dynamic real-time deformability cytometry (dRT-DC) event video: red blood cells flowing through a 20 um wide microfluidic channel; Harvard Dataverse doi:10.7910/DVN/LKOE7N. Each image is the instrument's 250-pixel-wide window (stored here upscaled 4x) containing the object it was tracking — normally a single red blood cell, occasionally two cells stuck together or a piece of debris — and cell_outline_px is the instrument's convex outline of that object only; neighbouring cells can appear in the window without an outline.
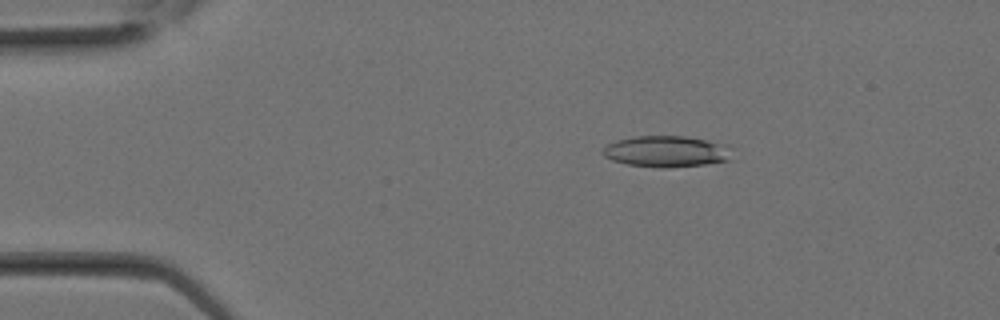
{"species": "Egyptian fruit bat (a non-hibernating species)", "species_latin": "Rousettus aegyptiacus", "temperature_condition": "room temperature", "stored_images_in_passage": 27, "camera_frame_rate_fps": 3000, "um_per_image_px": 0.085, "animal": {"sex": "female"}, "frame": {"image": 1, "passage_image": 5, "time_ms": 1.333, "image_size_px": [1000, 320], "cell_outline_px": [[732, 160], [704, 164], [668, 168], [660, 168], [628, 164], [612, 160], [604, 156], [600, 152], [608, 144], [616, 140], [636, 136], [684, 136], [704, 140], [720, 144]], "centroid_in_image_um": [56.52, 12.88], "position_along_channel_um": 28.5, "area_um2": 22.95}}
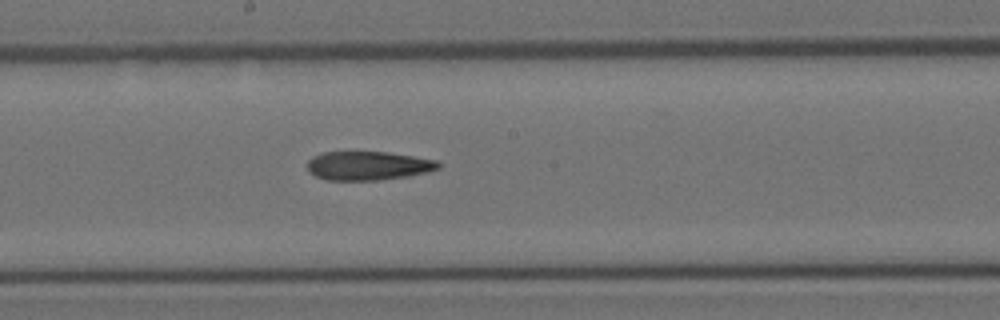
{"frame": {"image": 2, "passage_image": 15, "time_ms": 4.667, "image_size_px": [1000, 320], "cell_outline_px": [[440, 168], [428, 172], [408, 176], [380, 180], [328, 180], [316, 176], [308, 172], [308, 160], [312, 156], [324, 152], [388, 152], [436, 160], [440, 164]], "centroid_in_image_um": [31.28, 14.09], "position_along_channel_um": 216.9, "area_um2": 22.02}}
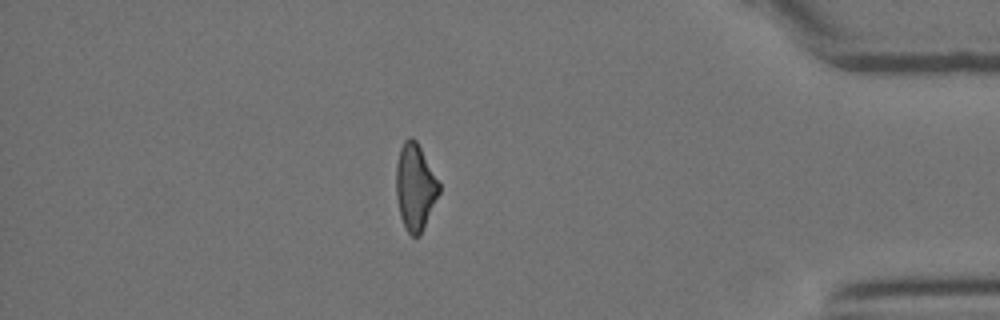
{"frame": {"image": 3, "passage_image": 24, "time_ms": 7.667, "image_size_px": [1000, 320], "cell_outline_px": [[440, 192], [420, 236], [412, 236], [408, 232], [400, 216], [396, 196], [396, 164], [400, 148], [404, 140], [408, 136], [412, 136], [416, 140], [440, 184]], "centroid_in_image_um": [35.28, 15.88], "position_along_channel_um": 399.9, "area_um2": 21.56}}